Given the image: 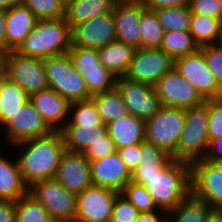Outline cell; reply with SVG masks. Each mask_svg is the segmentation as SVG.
Here are the masks:
<instances>
[{
	"mask_svg": "<svg viewBox=\"0 0 222 222\" xmlns=\"http://www.w3.org/2000/svg\"><path fill=\"white\" fill-rule=\"evenodd\" d=\"M12 146L17 149L20 147V152L22 151L15 158L28 187L35 182L56 177L60 159L65 152L60 131H52L48 135L27 139Z\"/></svg>",
	"mask_w": 222,
	"mask_h": 222,
	"instance_id": "obj_1",
	"label": "cell"
},
{
	"mask_svg": "<svg viewBox=\"0 0 222 222\" xmlns=\"http://www.w3.org/2000/svg\"><path fill=\"white\" fill-rule=\"evenodd\" d=\"M144 185L157 209L169 212L191 192V164L173 158L149 179H131Z\"/></svg>",
	"mask_w": 222,
	"mask_h": 222,
	"instance_id": "obj_2",
	"label": "cell"
},
{
	"mask_svg": "<svg viewBox=\"0 0 222 222\" xmlns=\"http://www.w3.org/2000/svg\"><path fill=\"white\" fill-rule=\"evenodd\" d=\"M71 28L65 18L37 20L16 52L27 57L46 59L68 53Z\"/></svg>",
	"mask_w": 222,
	"mask_h": 222,
	"instance_id": "obj_3",
	"label": "cell"
},
{
	"mask_svg": "<svg viewBox=\"0 0 222 222\" xmlns=\"http://www.w3.org/2000/svg\"><path fill=\"white\" fill-rule=\"evenodd\" d=\"M208 124V100L197 107L185 109L184 127L171 158L190 164L204 159L209 145Z\"/></svg>",
	"mask_w": 222,
	"mask_h": 222,
	"instance_id": "obj_4",
	"label": "cell"
},
{
	"mask_svg": "<svg viewBox=\"0 0 222 222\" xmlns=\"http://www.w3.org/2000/svg\"><path fill=\"white\" fill-rule=\"evenodd\" d=\"M44 67L49 88L70 103L91 99L85 81L75 69L68 53L47 57Z\"/></svg>",
	"mask_w": 222,
	"mask_h": 222,
	"instance_id": "obj_5",
	"label": "cell"
},
{
	"mask_svg": "<svg viewBox=\"0 0 222 222\" xmlns=\"http://www.w3.org/2000/svg\"><path fill=\"white\" fill-rule=\"evenodd\" d=\"M185 123V109L164 107L145 121V141L170 156L175 152Z\"/></svg>",
	"mask_w": 222,
	"mask_h": 222,
	"instance_id": "obj_6",
	"label": "cell"
},
{
	"mask_svg": "<svg viewBox=\"0 0 222 222\" xmlns=\"http://www.w3.org/2000/svg\"><path fill=\"white\" fill-rule=\"evenodd\" d=\"M29 193L48 211L55 222H74L76 194L68 191L55 178L35 182Z\"/></svg>",
	"mask_w": 222,
	"mask_h": 222,
	"instance_id": "obj_7",
	"label": "cell"
},
{
	"mask_svg": "<svg viewBox=\"0 0 222 222\" xmlns=\"http://www.w3.org/2000/svg\"><path fill=\"white\" fill-rule=\"evenodd\" d=\"M68 54L91 95L116 88L117 77L100 63L97 49L71 46Z\"/></svg>",
	"mask_w": 222,
	"mask_h": 222,
	"instance_id": "obj_8",
	"label": "cell"
},
{
	"mask_svg": "<svg viewBox=\"0 0 222 222\" xmlns=\"http://www.w3.org/2000/svg\"><path fill=\"white\" fill-rule=\"evenodd\" d=\"M5 69L8 79L16 83L29 97L49 88L43 59L10 51Z\"/></svg>",
	"mask_w": 222,
	"mask_h": 222,
	"instance_id": "obj_9",
	"label": "cell"
},
{
	"mask_svg": "<svg viewBox=\"0 0 222 222\" xmlns=\"http://www.w3.org/2000/svg\"><path fill=\"white\" fill-rule=\"evenodd\" d=\"M174 67V59L160 48L135 49L125 78L154 86Z\"/></svg>",
	"mask_w": 222,
	"mask_h": 222,
	"instance_id": "obj_10",
	"label": "cell"
},
{
	"mask_svg": "<svg viewBox=\"0 0 222 222\" xmlns=\"http://www.w3.org/2000/svg\"><path fill=\"white\" fill-rule=\"evenodd\" d=\"M173 68L195 87L204 100L222 98V88L200 50L175 59Z\"/></svg>",
	"mask_w": 222,
	"mask_h": 222,
	"instance_id": "obj_11",
	"label": "cell"
},
{
	"mask_svg": "<svg viewBox=\"0 0 222 222\" xmlns=\"http://www.w3.org/2000/svg\"><path fill=\"white\" fill-rule=\"evenodd\" d=\"M118 194L109 188L90 185L76 196L74 222H110Z\"/></svg>",
	"mask_w": 222,
	"mask_h": 222,
	"instance_id": "obj_12",
	"label": "cell"
},
{
	"mask_svg": "<svg viewBox=\"0 0 222 222\" xmlns=\"http://www.w3.org/2000/svg\"><path fill=\"white\" fill-rule=\"evenodd\" d=\"M154 90L164 107L189 109L205 102L195 87L174 68L156 82Z\"/></svg>",
	"mask_w": 222,
	"mask_h": 222,
	"instance_id": "obj_13",
	"label": "cell"
},
{
	"mask_svg": "<svg viewBox=\"0 0 222 222\" xmlns=\"http://www.w3.org/2000/svg\"><path fill=\"white\" fill-rule=\"evenodd\" d=\"M191 192L212 209L222 207V164L198 160L191 164Z\"/></svg>",
	"mask_w": 222,
	"mask_h": 222,
	"instance_id": "obj_14",
	"label": "cell"
},
{
	"mask_svg": "<svg viewBox=\"0 0 222 222\" xmlns=\"http://www.w3.org/2000/svg\"><path fill=\"white\" fill-rule=\"evenodd\" d=\"M116 88L123 98L128 113L144 121L153 117L162 107L154 86L121 77L117 78Z\"/></svg>",
	"mask_w": 222,
	"mask_h": 222,
	"instance_id": "obj_15",
	"label": "cell"
},
{
	"mask_svg": "<svg viewBox=\"0 0 222 222\" xmlns=\"http://www.w3.org/2000/svg\"><path fill=\"white\" fill-rule=\"evenodd\" d=\"M7 135V143L13 145L18 142L42 137L53 130L44 121L42 115L28 100L12 117L2 126ZM6 129V130H5Z\"/></svg>",
	"mask_w": 222,
	"mask_h": 222,
	"instance_id": "obj_16",
	"label": "cell"
},
{
	"mask_svg": "<svg viewBox=\"0 0 222 222\" xmlns=\"http://www.w3.org/2000/svg\"><path fill=\"white\" fill-rule=\"evenodd\" d=\"M117 40L113 12L71 28V46L99 49Z\"/></svg>",
	"mask_w": 222,
	"mask_h": 222,
	"instance_id": "obj_17",
	"label": "cell"
},
{
	"mask_svg": "<svg viewBox=\"0 0 222 222\" xmlns=\"http://www.w3.org/2000/svg\"><path fill=\"white\" fill-rule=\"evenodd\" d=\"M89 163L92 185L121 193L131 181V172L117 151Z\"/></svg>",
	"mask_w": 222,
	"mask_h": 222,
	"instance_id": "obj_18",
	"label": "cell"
},
{
	"mask_svg": "<svg viewBox=\"0 0 222 222\" xmlns=\"http://www.w3.org/2000/svg\"><path fill=\"white\" fill-rule=\"evenodd\" d=\"M55 179L76 195L92 185L90 163L83 153L65 151Z\"/></svg>",
	"mask_w": 222,
	"mask_h": 222,
	"instance_id": "obj_19",
	"label": "cell"
},
{
	"mask_svg": "<svg viewBox=\"0 0 222 222\" xmlns=\"http://www.w3.org/2000/svg\"><path fill=\"white\" fill-rule=\"evenodd\" d=\"M112 12L117 40L139 49L140 1L118 0Z\"/></svg>",
	"mask_w": 222,
	"mask_h": 222,
	"instance_id": "obj_20",
	"label": "cell"
},
{
	"mask_svg": "<svg viewBox=\"0 0 222 222\" xmlns=\"http://www.w3.org/2000/svg\"><path fill=\"white\" fill-rule=\"evenodd\" d=\"M29 100L53 131H60L68 122L70 102L53 89L33 94Z\"/></svg>",
	"mask_w": 222,
	"mask_h": 222,
	"instance_id": "obj_21",
	"label": "cell"
},
{
	"mask_svg": "<svg viewBox=\"0 0 222 222\" xmlns=\"http://www.w3.org/2000/svg\"><path fill=\"white\" fill-rule=\"evenodd\" d=\"M37 18L34 13L20 1L7 10L6 49L16 51L34 28Z\"/></svg>",
	"mask_w": 222,
	"mask_h": 222,
	"instance_id": "obj_22",
	"label": "cell"
},
{
	"mask_svg": "<svg viewBox=\"0 0 222 222\" xmlns=\"http://www.w3.org/2000/svg\"><path fill=\"white\" fill-rule=\"evenodd\" d=\"M106 128L116 150L145 141V121L131 114L109 123Z\"/></svg>",
	"mask_w": 222,
	"mask_h": 222,
	"instance_id": "obj_23",
	"label": "cell"
},
{
	"mask_svg": "<svg viewBox=\"0 0 222 222\" xmlns=\"http://www.w3.org/2000/svg\"><path fill=\"white\" fill-rule=\"evenodd\" d=\"M29 192L25 184L17 158L10 160V157L0 153V200L17 201Z\"/></svg>",
	"mask_w": 222,
	"mask_h": 222,
	"instance_id": "obj_24",
	"label": "cell"
},
{
	"mask_svg": "<svg viewBox=\"0 0 222 222\" xmlns=\"http://www.w3.org/2000/svg\"><path fill=\"white\" fill-rule=\"evenodd\" d=\"M118 0H70L65 6V20L70 28L113 11Z\"/></svg>",
	"mask_w": 222,
	"mask_h": 222,
	"instance_id": "obj_25",
	"label": "cell"
},
{
	"mask_svg": "<svg viewBox=\"0 0 222 222\" xmlns=\"http://www.w3.org/2000/svg\"><path fill=\"white\" fill-rule=\"evenodd\" d=\"M100 63L115 77H124L132 61L135 49L115 40L97 49Z\"/></svg>",
	"mask_w": 222,
	"mask_h": 222,
	"instance_id": "obj_26",
	"label": "cell"
},
{
	"mask_svg": "<svg viewBox=\"0 0 222 222\" xmlns=\"http://www.w3.org/2000/svg\"><path fill=\"white\" fill-rule=\"evenodd\" d=\"M65 151L83 153L107 134L106 126H64L61 130Z\"/></svg>",
	"mask_w": 222,
	"mask_h": 222,
	"instance_id": "obj_27",
	"label": "cell"
},
{
	"mask_svg": "<svg viewBox=\"0 0 222 222\" xmlns=\"http://www.w3.org/2000/svg\"><path fill=\"white\" fill-rule=\"evenodd\" d=\"M171 156L154 144L141 143V156L138 166L131 173V179H149L157 174L170 160Z\"/></svg>",
	"mask_w": 222,
	"mask_h": 222,
	"instance_id": "obj_28",
	"label": "cell"
},
{
	"mask_svg": "<svg viewBox=\"0 0 222 222\" xmlns=\"http://www.w3.org/2000/svg\"><path fill=\"white\" fill-rule=\"evenodd\" d=\"M212 208L190 192L182 202L167 213V222H206Z\"/></svg>",
	"mask_w": 222,
	"mask_h": 222,
	"instance_id": "obj_29",
	"label": "cell"
},
{
	"mask_svg": "<svg viewBox=\"0 0 222 222\" xmlns=\"http://www.w3.org/2000/svg\"><path fill=\"white\" fill-rule=\"evenodd\" d=\"M91 99L94 101L104 125H108L120 117L129 114L117 88L94 94L91 96Z\"/></svg>",
	"mask_w": 222,
	"mask_h": 222,
	"instance_id": "obj_30",
	"label": "cell"
},
{
	"mask_svg": "<svg viewBox=\"0 0 222 222\" xmlns=\"http://www.w3.org/2000/svg\"><path fill=\"white\" fill-rule=\"evenodd\" d=\"M140 48H160L165 30L154 11L144 7L140 1Z\"/></svg>",
	"mask_w": 222,
	"mask_h": 222,
	"instance_id": "obj_31",
	"label": "cell"
},
{
	"mask_svg": "<svg viewBox=\"0 0 222 222\" xmlns=\"http://www.w3.org/2000/svg\"><path fill=\"white\" fill-rule=\"evenodd\" d=\"M160 49L174 60L197 52L200 47L189 31L165 32Z\"/></svg>",
	"mask_w": 222,
	"mask_h": 222,
	"instance_id": "obj_32",
	"label": "cell"
},
{
	"mask_svg": "<svg viewBox=\"0 0 222 222\" xmlns=\"http://www.w3.org/2000/svg\"><path fill=\"white\" fill-rule=\"evenodd\" d=\"M29 96L9 79L0 93V127L3 126L27 101Z\"/></svg>",
	"mask_w": 222,
	"mask_h": 222,
	"instance_id": "obj_33",
	"label": "cell"
},
{
	"mask_svg": "<svg viewBox=\"0 0 222 222\" xmlns=\"http://www.w3.org/2000/svg\"><path fill=\"white\" fill-rule=\"evenodd\" d=\"M221 20L206 15L192 14L189 32L199 47L216 44Z\"/></svg>",
	"mask_w": 222,
	"mask_h": 222,
	"instance_id": "obj_34",
	"label": "cell"
},
{
	"mask_svg": "<svg viewBox=\"0 0 222 222\" xmlns=\"http://www.w3.org/2000/svg\"><path fill=\"white\" fill-rule=\"evenodd\" d=\"M64 126H106L92 99L70 103L69 119Z\"/></svg>",
	"mask_w": 222,
	"mask_h": 222,
	"instance_id": "obj_35",
	"label": "cell"
},
{
	"mask_svg": "<svg viewBox=\"0 0 222 222\" xmlns=\"http://www.w3.org/2000/svg\"><path fill=\"white\" fill-rule=\"evenodd\" d=\"M15 222H55L48 211L29 192L16 201Z\"/></svg>",
	"mask_w": 222,
	"mask_h": 222,
	"instance_id": "obj_36",
	"label": "cell"
},
{
	"mask_svg": "<svg viewBox=\"0 0 222 222\" xmlns=\"http://www.w3.org/2000/svg\"><path fill=\"white\" fill-rule=\"evenodd\" d=\"M154 12L165 32L189 31L192 17L189 6L162 8Z\"/></svg>",
	"mask_w": 222,
	"mask_h": 222,
	"instance_id": "obj_37",
	"label": "cell"
},
{
	"mask_svg": "<svg viewBox=\"0 0 222 222\" xmlns=\"http://www.w3.org/2000/svg\"><path fill=\"white\" fill-rule=\"evenodd\" d=\"M27 6L37 20L60 19L65 17L66 3L63 0H19Z\"/></svg>",
	"mask_w": 222,
	"mask_h": 222,
	"instance_id": "obj_38",
	"label": "cell"
},
{
	"mask_svg": "<svg viewBox=\"0 0 222 222\" xmlns=\"http://www.w3.org/2000/svg\"><path fill=\"white\" fill-rule=\"evenodd\" d=\"M141 213L158 210L144 185L130 181L121 192Z\"/></svg>",
	"mask_w": 222,
	"mask_h": 222,
	"instance_id": "obj_39",
	"label": "cell"
},
{
	"mask_svg": "<svg viewBox=\"0 0 222 222\" xmlns=\"http://www.w3.org/2000/svg\"><path fill=\"white\" fill-rule=\"evenodd\" d=\"M140 213L122 193H119L115 199L110 222H135Z\"/></svg>",
	"mask_w": 222,
	"mask_h": 222,
	"instance_id": "obj_40",
	"label": "cell"
},
{
	"mask_svg": "<svg viewBox=\"0 0 222 222\" xmlns=\"http://www.w3.org/2000/svg\"><path fill=\"white\" fill-rule=\"evenodd\" d=\"M199 50L202 52L208 68L222 88V48L216 44H211L201 46Z\"/></svg>",
	"mask_w": 222,
	"mask_h": 222,
	"instance_id": "obj_41",
	"label": "cell"
},
{
	"mask_svg": "<svg viewBox=\"0 0 222 222\" xmlns=\"http://www.w3.org/2000/svg\"><path fill=\"white\" fill-rule=\"evenodd\" d=\"M208 138L212 139L222 136V98L208 99Z\"/></svg>",
	"mask_w": 222,
	"mask_h": 222,
	"instance_id": "obj_42",
	"label": "cell"
},
{
	"mask_svg": "<svg viewBox=\"0 0 222 222\" xmlns=\"http://www.w3.org/2000/svg\"><path fill=\"white\" fill-rule=\"evenodd\" d=\"M115 151L117 150L115 149L114 142L107 133L102 137V140L92 143L83 154L90 162L110 155Z\"/></svg>",
	"mask_w": 222,
	"mask_h": 222,
	"instance_id": "obj_43",
	"label": "cell"
},
{
	"mask_svg": "<svg viewBox=\"0 0 222 222\" xmlns=\"http://www.w3.org/2000/svg\"><path fill=\"white\" fill-rule=\"evenodd\" d=\"M192 14H200L221 20V5L219 0H189Z\"/></svg>",
	"mask_w": 222,
	"mask_h": 222,
	"instance_id": "obj_44",
	"label": "cell"
},
{
	"mask_svg": "<svg viewBox=\"0 0 222 222\" xmlns=\"http://www.w3.org/2000/svg\"><path fill=\"white\" fill-rule=\"evenodd\" d=\"M121 160L132 173L138 166L141 156V143L122 147L117 150Z\"/></svg>",
	"mask_w": 222,
	"mask_h": 222,
	"instance_id": "obj_45",
	"label": "cell"
},
{
	"mask_svg": "<svg viewBox=\"0 0 222 222\" xmlns=\"http://www.w3.org/2000/svg\"><path fill=\"white\" fill-rule=\"evenodd\" d=\"M146 9L156 11L162 8L189 6V0H142Z\"/></svg>",
	"mask_w": 222,
	"mask_h": 222,
	"instance_id": "obj_46",
	"label": "cell"
},
{
	"mask_svg": "<svg viewBox=\"0 0 222 222\" xmlns=\"http://www.w3.org/2000/svg\"><path fill=\"white\" fill-rule=\"evenodd\" d=\"M204 160L222 164V136L209 142Z\"/></svg>",
	"mask_w": 222,
	"mask_h": 222,
	"instance_id": "obj_47",
	"label": "cell"
},
{
	"mask_svg": "<svg viewBox=\"0 0 222 222\" xmlns=\"http://www.w3.org/2000/svg\"><path fill=\"white\" fill-rule=\"evenodd\" d=\"M16 221V201L0 200V222Z\"/></svg>",
	"mask_w": 222,
	"mask_h": 222,
	"instance_id": "obj_48",
	"label": "cell"
},
{
	"mask_svg": "<svg viewBox=\"0 0 222 222\" xmlns=\"http://www.w3.org/2000/svg\"><path fill=\"white\" fill-rule=\"evenodd\" d=\"M135 222H167V212L156 210L140 213Z\"/></svg>",
	"mask_w": 222,
	"mask_h": 222,
	"instance_id": "obj_49",
	"label": "cell"
},
{
	"mask_svg": "<svg viewBox=\"0 0 222 222\" xmlns=\"http://www.w3.org/2000/svg\"><path fill=\"white\" fill-rule=\"evenodd\" d=\"M7 10L0 8V46L6 48V21Z\"/></svg>",
	"mask_w": 222,
	"mask_h": 222,
	"instance_id": "obj_50",
	"label": "cell"
},
{
	"mask_svg": "<svg viewBox=\"0 0 222 222\" xmlns=\"http://www.w3.org/2000/svg\"><path fill=\"white\" fill-rule=\"evenodd\" d=\"M206 222H222V212L219 209H212L208 214Z\"/></svg>",
	"mask_w": 222,
	"mask_h": 222,
	"instance_id": "obj_51",
	"label": "cell"
},
{
	"mask_svg": "<svg viewBox=\"0 0 222 222\" xmlns=\"http://www.w3.org/2000/svg\"><path fill=\"white\" fill-rule=\"evenodd\" d=\"M8 50L2 46H0V71L6 70V59H7V54Z\"/></svg>",
	"mask_w": 222,
	"mask_h": 222,
	"instance_id": "obj_52",
	"label": "cell"
},
{
	"mask_svg": "<svg viewBox=\"0 0 222 222\" xmlns=\"http://www.w3.org/2000/svg\"><path fill=\"white\" fill-rule=\"evenodd\" d=\"M18 2L19 0H0V8L8 10L11 6Z\"/></svg>",
	"mask_w": 222,
	"mask_h": 222,
	"instance_id": "obj_53",
	"label": "cell"
},
{
	"mask_svg": "<svg viewBox=\"0 0 222 222\" xmlns=\"http://www.w3.org/2000/svg\"><path fill=\"white\" fill-rule=\"evenodd\" d=\"M8 80L6 70L0 71V93L2 92L5 82Z\"/></svg>",
	"mask_w": 222,
	"mask_h": 222,
	"instance_id": "obj_54",
	"label": "cell"
},
{
	"mask_svg": "<svg viewBox=\"0 0 222 222\" xmlns=\"http://www.w3.org/2000/svg\"><path fill=\"white\" fill-rule=\"evenodd\" d=\"M216 45L220 48H222V20L220 23V29H219V36H218V40L216 42Z\"/></svg>",
	"mask_w": 222,
	"mask_h": 222,
	"instance_id": "obj_55",
	"label": "cell"
},
{
	"mask_svg": "<svg viewBox=\"0 0 222 222\" xmlns=\"http://www.w3.org/2000/svg\"><path fill=\"white\" fill-rule=\"evenodd\" d=\"M220 5H221V20H222V0H219Z\"/></svg>",
	"mask_w": 222,
	"mask_h": 222,
	"instance_id": "obj_56",
	"label": "cell"
},
{
	"mask_svg": "<svg viewBox=\"0 0 222 222\" xmlns=\"http://www.w3.org/2000/svg\"><path fill=\"white\" fill-rule=\"evenodd\" d=\"M121 1H142V0H121Z\"/></svg>",
	"mask_w": 222,
	"mask_h": 222,
	"instance_id": "obj_57",
	"label": "cell"
}]
</instances>
